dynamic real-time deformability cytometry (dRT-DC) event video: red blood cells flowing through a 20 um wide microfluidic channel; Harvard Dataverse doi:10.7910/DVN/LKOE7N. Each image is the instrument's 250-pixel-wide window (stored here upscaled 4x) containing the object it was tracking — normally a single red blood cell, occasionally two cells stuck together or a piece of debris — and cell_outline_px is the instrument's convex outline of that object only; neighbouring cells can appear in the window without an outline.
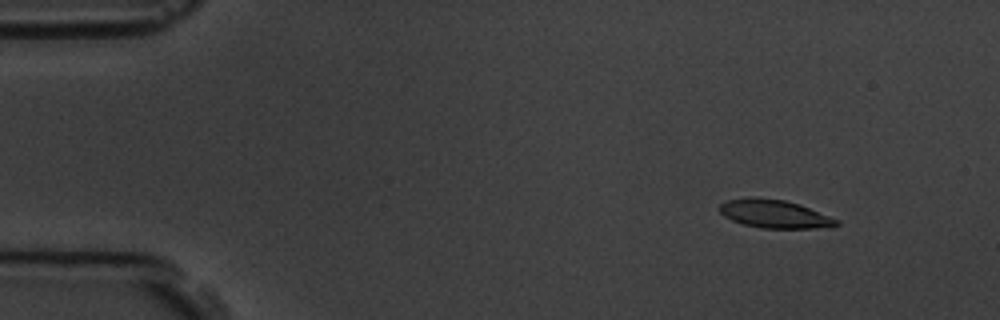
{"species": "common noctule bat (a hibernating species)", "species_latin": "Nyctalus noctula", "temperature_condition": "room temperature", "stored_images_in_passage": 57, "camera_frame_rate_fps": 3000, "um_per_image_px": 0.085, "animal": {"sex": "male", "body_mass_g": 19.5, "forearm_length_mm": 54.6}, "frame": {"image": 1, "passage_image": 7, "time_ms": 2.0, "image_size_px": [1000, 320], "cell_outline_px": [[840, 224], [832, 228], [760, 228], [744, 224], [732, 220], [724, 216], [720, 212], [720, 204], [724, 200], [784, 200], [800, 204], [840, 220]], "centroid_in_image_um": [65.95, 18.24], "position_along_channel_um": 19.1, "area_um2": 18.67}}
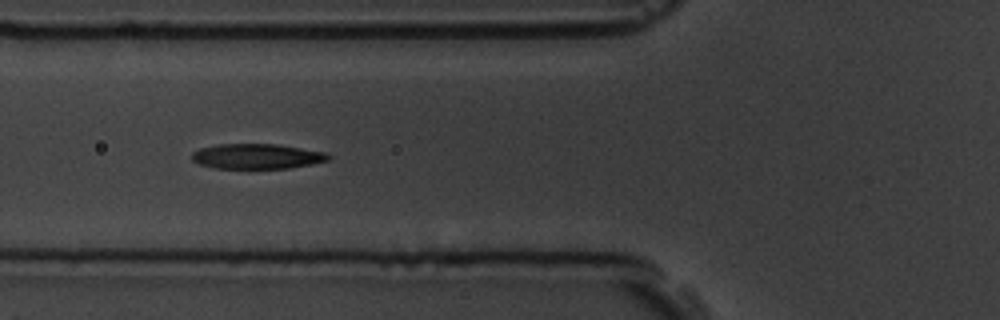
{"frame": {"image": 2, "passage_image": 22, "time_ms": 7.0, "image_size_px": [1000, 320], "cell_outline_px": [[332, 156], [328, 160], [312, 164], [288, 168], [212, 168], [200, 164], [192, 160], [192, 152], [200, 148], [220, 144], [276, 144], [324, 152]], "centroid_in_image_um": [21.82, 13.29], "position_along_channel_um": 104.0, "area_um2": 19.83}}
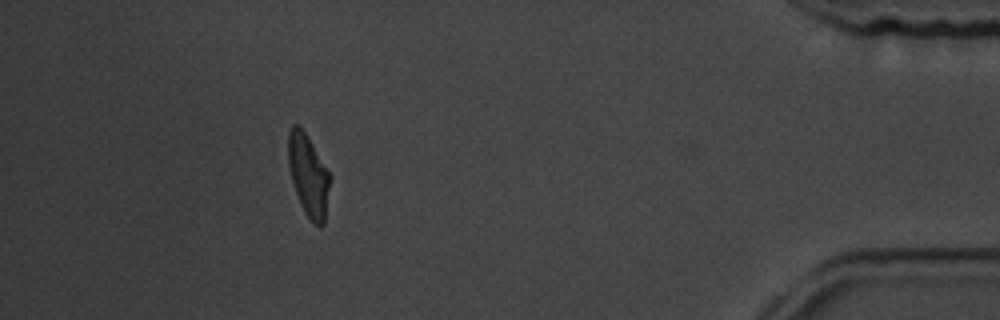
{"frame": {"image": 3, "passage_image": 52, "time_ms": 17.0, "image_size_px": [1000, 320], "cell_outline_px": [[332, 176], [324, 224], [320, 228], [304, 212], [300, 204], [292, 180], [288, 164], [288, 132], [292, 124], [296, 124], [304, 132]], "centroid_in_image_um": [26.23, 14.92], "position_along_channel_um": 409.0, "area_um2": 19.77}, "authors_computed_cell_mechanics": {"area_um2": 20.3456, "velocity_mm_per_s": 3.6053, "shape_relaxation_time_tau1_ms": 3.1189, "shape_relaxation_time_tau2_ms": 1.1938, "deformation_change_tau1": 0.1633, "deformation_change_tau2": 0.0657}}